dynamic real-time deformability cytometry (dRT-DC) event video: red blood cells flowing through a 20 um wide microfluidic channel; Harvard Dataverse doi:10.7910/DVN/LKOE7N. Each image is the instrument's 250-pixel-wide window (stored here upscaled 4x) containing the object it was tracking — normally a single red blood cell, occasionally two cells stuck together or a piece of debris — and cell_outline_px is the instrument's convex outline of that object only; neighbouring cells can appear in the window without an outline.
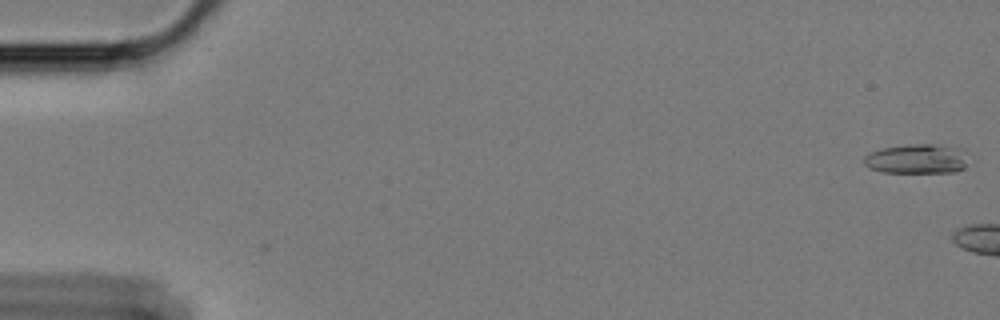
{"species": "Egyptian fruit bat (a non-hibernating species)", "species_latin": "Rousettus aegyptiacus", "temperature_condition": "cold", "stored_images_in_passage": 6, "camera_frame_rate_fps": 3000, "um_per_image_px": 0.085, "animal": {"sex": "female"}, "frame": {"image": 1, "passage_image": 1, "time_ms": 0.0, "image_size_px": [1000, 320], "cell_outline_px": [[976, 160], [964, 168], [956, 172], [884, 172], [868, 168], [864, 164], [864, 156], [880, 148], [908, 144], [932, 144], [968, 148]], "centroid_in_image_um": [78.15, 13.49], "position_along_channel_um": 6.8, "area_um2": 19.02}}